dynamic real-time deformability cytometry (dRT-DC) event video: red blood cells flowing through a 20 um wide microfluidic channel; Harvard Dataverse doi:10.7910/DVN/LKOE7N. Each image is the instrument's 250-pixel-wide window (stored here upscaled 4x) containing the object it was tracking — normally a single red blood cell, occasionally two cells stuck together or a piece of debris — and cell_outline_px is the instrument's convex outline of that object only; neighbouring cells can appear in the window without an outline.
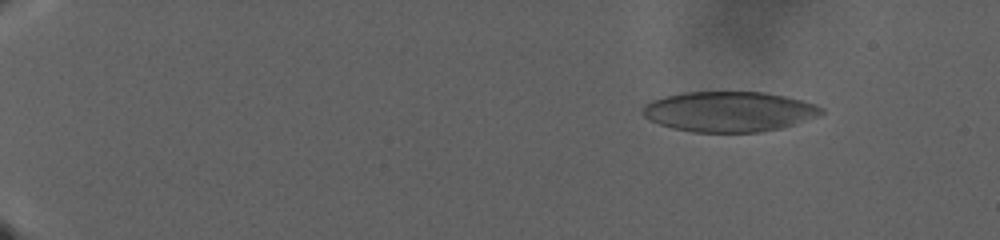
{"species": "human", "species_latin": "Homo sapiens", "temperature_condition": "warm", "stored_images_in_passage": 135, "camera_frame_rate_fps": 3000, "um_per_image_px": 0.085, "donor": {"sex": "male"}, "frame": {"image": 1, "passage_image": 19, "time_ms": 6.0, "image_size_px": [1000, 240], "cell_outline_px": [[824, 112], [820, 116], [796, 124], [780, 128], [760, 132], [692, 132], [672, 128], [648, 120], [640, 112], [644, 104], [652, 100], [664, 96], [684, 92], [764, 92], [784, 96], [816, 104], [824, 108]], "centroid_in_image_um": [61.96, 9.49], "position_along_channel_um": 23.0, "area_um2": 42.19}}
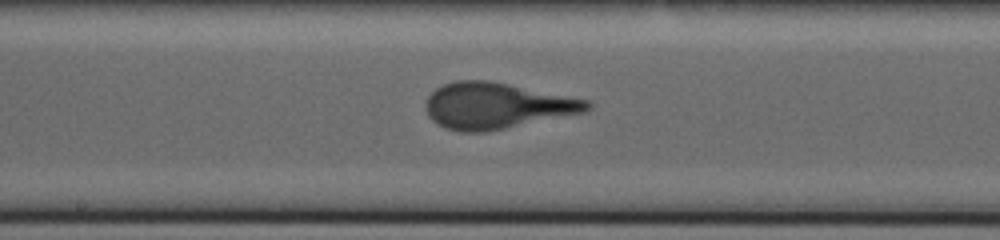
{"frame": {"image": 2, "passage_image": 81, "time_ms": 26.667, "image_size_px": [1000, 240], "cell_outline_px": [[592, 108], [584, 112], [484, 132], [460, 132], [444, 128], [436, 124], [428, 116], [424, 108], [424, 104], [428, 96], [436, 88], [444, 84], [456, 80], [488, 80], [588, 100], [592, 104]], "centroid_in_image_um": [42.14, 8.99], "position_along_channel_um": 206.1, "area_um2": 43.12}}
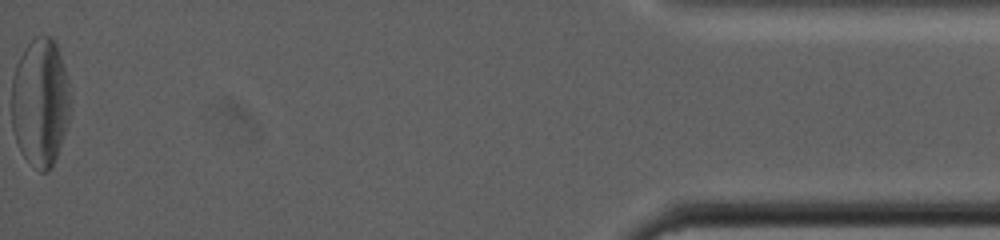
{"frame": {"image": 3, "passage_image": 135, "time_ms": 44.667, "image_size_px": [1000, 240], "cell_outline_px": [[68, 124], [56, 156], [48, 172], [40, 172], [24, 156], [16, 140], [12, 128], [12, 76], [16, 64], [24, 48], [36, 36], [52, 36], [56, 44], [68, 80]], "centroid_in_image_um": [3.4, 8.68], "position_along_channel_um": 431.8, "area_um2": 43.35}}